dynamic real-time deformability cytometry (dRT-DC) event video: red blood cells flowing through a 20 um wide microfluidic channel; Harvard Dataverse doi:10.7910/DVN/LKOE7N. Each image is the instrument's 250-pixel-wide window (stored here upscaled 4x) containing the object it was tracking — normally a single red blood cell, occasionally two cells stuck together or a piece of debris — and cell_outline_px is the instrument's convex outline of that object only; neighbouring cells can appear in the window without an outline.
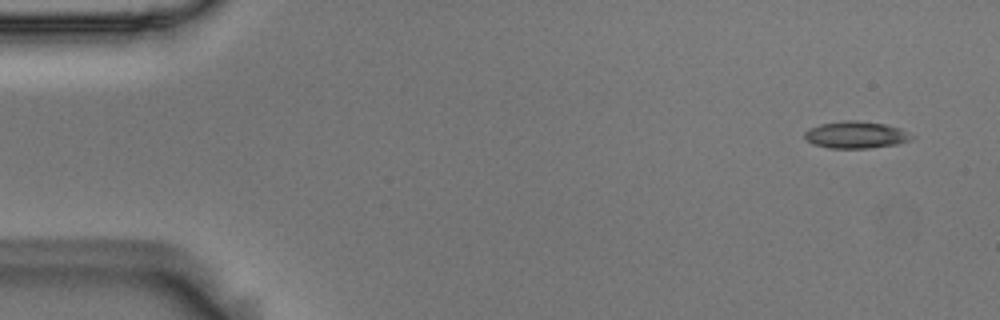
{"species": "Egyptian fruit bat (a non-hibernating species)", "species_latin": "Rousettus aegyptiacus", "temperature_condition": "room temperature", "stored_images_in_passage": 10, "camera_frame_rate_fps": 3000, "um_per_image_px": 0.085, "animal": {"sex": "male"}, "frame": {"image": 1, "passage_image": 1, "time_ms": 0.0, "image_size_px": [1000, 320], "cell_outline_px": [[916, 136], [912, 140], [896, 144], [868, 148], [828, 148], [812, 144], [804, 136], [804, 132], [808, 128], [820, 124], [844, 120], [856, 120], [884, 124], [900, 128]], "centroid_in_image_um": [72.75, 11.46], "position_along_channel_um": 12.2, "area_um2": 16.94}}
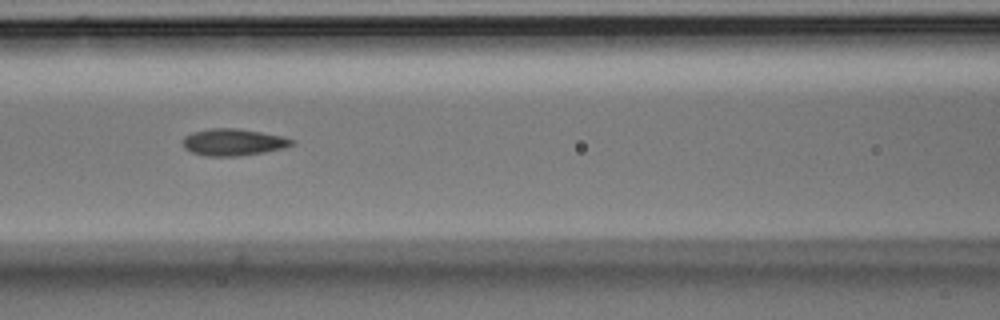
{"frame": {"image": 2, "passage_image": 6, "time_ms": 1.667, "image_size_px": [1000, 320], "cell_outline_px": [[296, 144], [284, 148], [264, 152], [236, 156], [204, 156], [192, 152], [184, 148], [184, 136], [192, 132], [212, 128], [240, 128], [284, 136], [296, 140]], "centroid_in_image_um": [19.88, 12.08], "position_along_channel_um": 146.7, "area_um2": 17.22}}
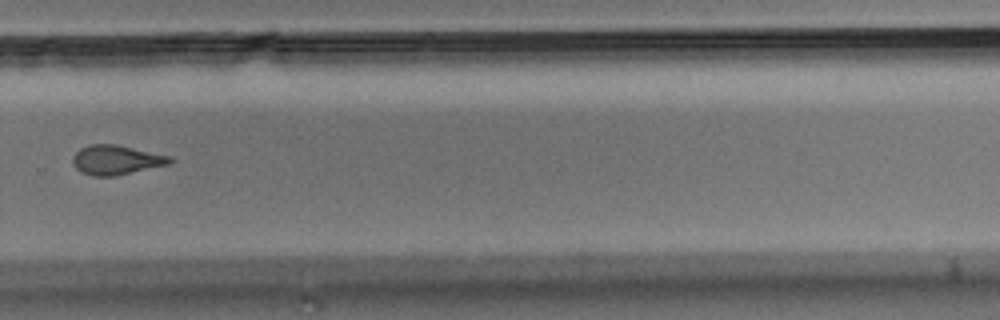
{"frame": {"image": 3, "passage_image": 10, "time_ms": 3.0, "image_size_px": [1000, 320], "cell_outline_px": [[176, 160], [168, 164], [116, 176], [92, 176], [80, 172], [72, 164], [72, 156], [80, 148], [88, 144], [116, 144], [172, 156]], "centroid_in_image_um": [9.87, 13.59], "position_along_channel_um": 319.9, "area_um2": 16.94}}